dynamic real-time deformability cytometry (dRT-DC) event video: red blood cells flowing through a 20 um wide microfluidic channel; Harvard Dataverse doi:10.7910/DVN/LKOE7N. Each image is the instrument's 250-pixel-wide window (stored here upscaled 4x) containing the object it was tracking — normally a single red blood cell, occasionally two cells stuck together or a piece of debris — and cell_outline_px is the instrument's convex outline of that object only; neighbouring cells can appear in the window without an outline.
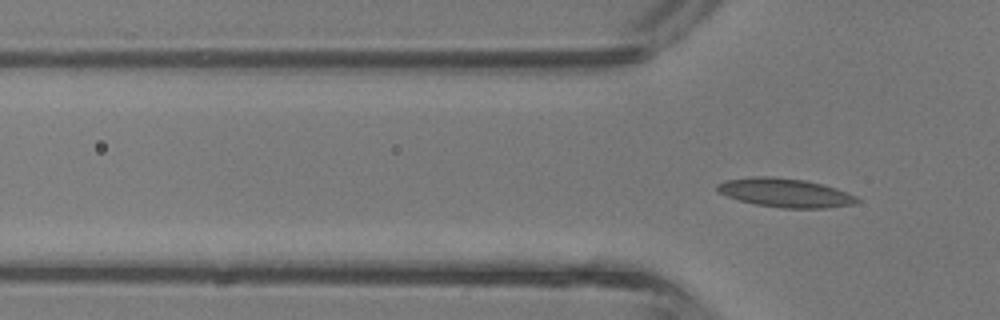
{"species": "common noctule bat (a hibernating species)", "species_latin": "Nyctalus noctula", "temperature_condition": "room temperature", "stored_images_in_passage": 4, "camera_frame_rate_fps": 3000, "um_per_image_px": 0.085, "animal": {"sex": "male", "body_mass_g": 13.3}, "frame": {"image": 1, "passage_image": 4, "time_ms": 1.0, "image_size_px": [1000, 320], "cell_outline_px": [[860, 200], [852, 204], [828, 208], [784, 208], [756, 204], [740, 200], [728, 196], [720, 192], [716, 188], [716, 184], [724, 180], [752, 176], [772, 176], [804, 180], [836, 188], [856, 196]], "centroid_in_image_um": [66.72, 16.38], "position_along_channel_um": 59.1, "area_um2": 23.29}}